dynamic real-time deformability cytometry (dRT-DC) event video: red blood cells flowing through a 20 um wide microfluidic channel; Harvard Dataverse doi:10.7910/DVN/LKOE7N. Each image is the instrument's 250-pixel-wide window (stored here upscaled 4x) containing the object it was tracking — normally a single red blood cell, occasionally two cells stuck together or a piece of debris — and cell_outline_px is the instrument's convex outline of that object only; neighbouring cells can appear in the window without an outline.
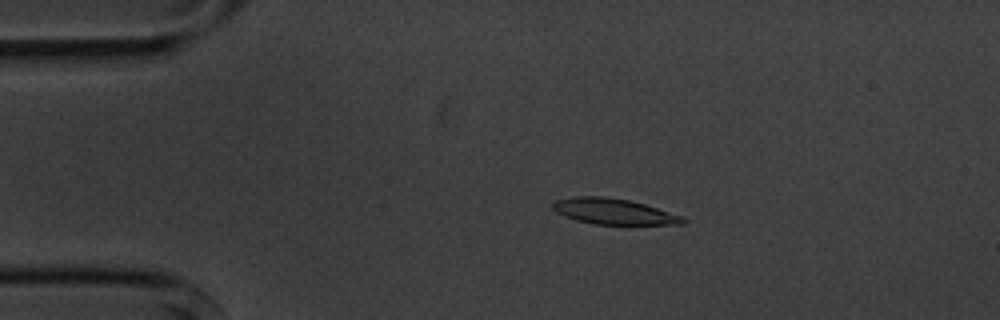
{"species": "common noctule bat (a hibernating species)", "species_latin": "Nyctalus noctula", "temperature_condition": "cold", "stored_images_in_passage": 8, "camera_frame_rate_fps": 3000, "um_per_image_px": 0.085, "animal": {"sex": "male", "body_mass_g": 20.1, "forearm_length_mm": 53.5}, "frame": {"image": 1, "passage_image": 3, "time_ms": 3.333, "image_size_px": [1000, 320], "cell_outline_px": [[688, 220], [684, 224], [592, 224], [576, 220], [564, 216], [556, 212], [552, 208], [552, 204], [556, 200], [576, 196], [604, 196], [628, 200], [644, 204], [684, 216]], "centroid_in_image_um": [52.17, 17.97], "position_along_channel_um": 32.8, "area_um2": 19.54}}
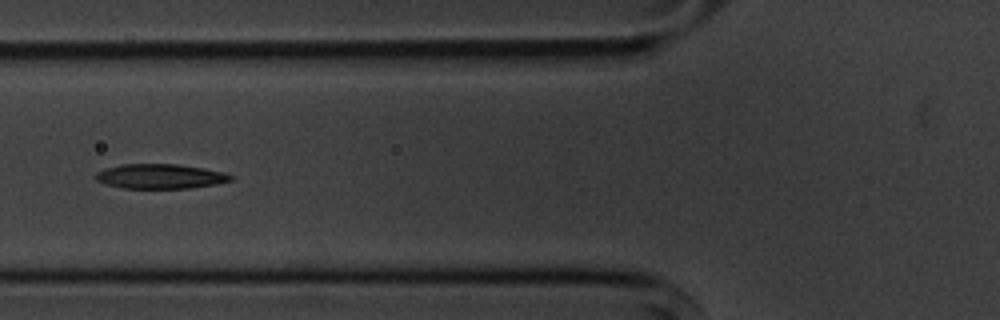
{"frame": {"image": 2, "passage_image": 6, "time_ms": 6.667, "image_size_px": [1000, 320], "cell_outline_px": [[236, 176], [232, 180], [216, 184], [192, 188], [124, 188], [104, 184], [96, 180], [92, 176], [96, 172], [104, 168], [120, 164], [180, 164], [204, 168], [224, 172]], "centroid_in_image_um": [13.61, 14.98], "position_along_channel_um": 112.2, "area_um2": 19.77}}
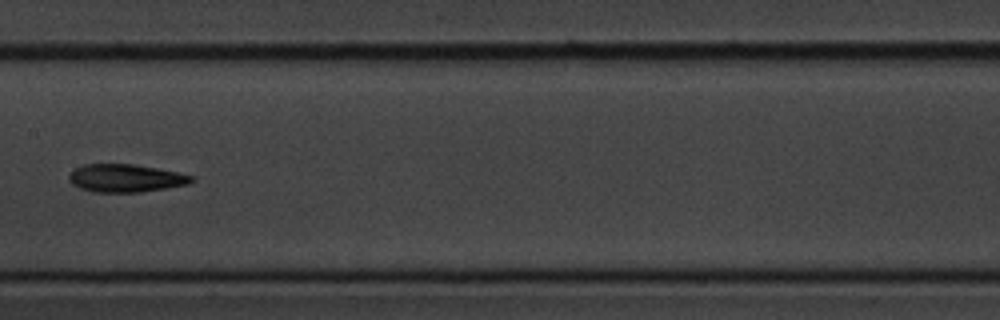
{"frame": {"image": 3, "passage_image": 8, "time_ms": 9.0, "image_size_px": [1000, 320], "cell_outline_px": [[192, 180], [188, 184], [140, 192], [96, 192], [80, 188], [72, 184], [68, 180], [68, 176], [76, 168], [84, 164], [132, 164], [156, 168], [176, 172], [192, 176]], "centroid_in_image_um": [10.63, 15.14], "position_along_channel_um": 196.8, "area_um2": 19.59}}